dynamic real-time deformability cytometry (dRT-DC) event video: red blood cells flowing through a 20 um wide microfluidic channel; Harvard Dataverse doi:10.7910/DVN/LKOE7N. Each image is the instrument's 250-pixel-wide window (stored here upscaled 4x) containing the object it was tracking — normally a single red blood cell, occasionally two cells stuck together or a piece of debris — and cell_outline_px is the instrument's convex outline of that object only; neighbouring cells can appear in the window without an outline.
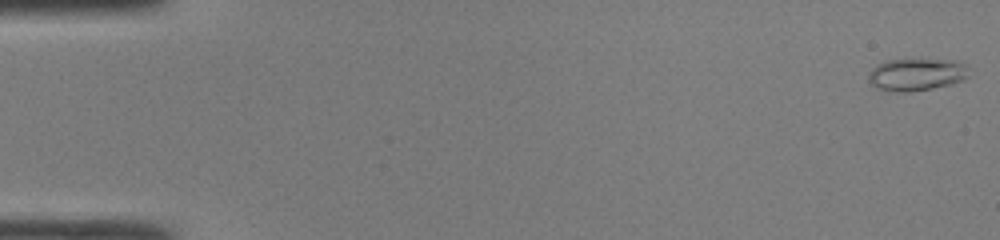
{"species": "common noctule bat (a hibernating species)", "species_latin": "Nyctalus noctula", "temperature_condition": "room temperature", "stored_images_in_passage": 48, "camera_frame_rate_fps": 3000, "um_per_image_px": 0.085, "animal": {"sex": "male", "body_mass_g": 19.0, "forearm_length_mm": 50.8}, "frame": {"image": 1, "passage_image": 1, "time_ms": 0.0, "image_size_px": [1000, 240], "cell_outline_px": [[968, 76], [964, 80], [952, 84], [912, 92], [888, 92], [876, 88], [868, 80], [868, 72], [872, 68], [888, 60], [960, 60], [964, 64]], "centroid_in_image_um": [77.88, 6.36], "position_along_channel_um": 7.1, "area_um2": 18.96}}
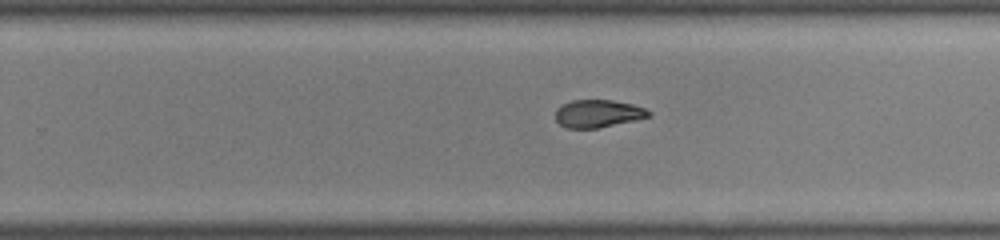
{"frame": {"image": 2, "passage_image": 31, "time_ms": 10.0, "image_size_px": [1000, 240], "cell_outline_px": [[652, 116], [636, 120], [596, 128], [568, 128], [560, 124], [556, 120], [556, 108], [560, 104], [572, 100], [612, 100], [632, 104], [644, 108], [652, 112]], "centroid_in_image_um": [50.83, 9.64], "position_along_channel_um": 279.0, "area_um2": 15.09}}
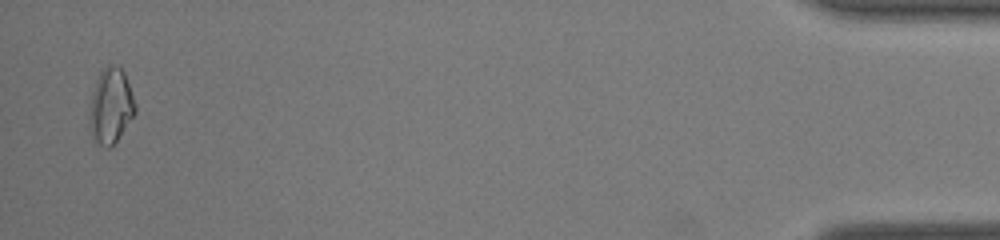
{"frame": {"image": 3, "passage_image": 47, "time_ms": 15.333, "image_size_px": [1000, 240], "cell_outline_px": [[136, 112], [116, 140], [108, 148], [104, 148], [92, 136], [88, 124], [88, 116], [92, 92], [96, 80], [100, 72], [108, 64], [116, 64], [124, 72], [136, 104]], "centroid_in_image_um": [9.39, 8.98], "position_along_channel_um": 425.8, "area_um2": 20.0}, "authors_computed_cell_mechanics": {"area_um2": 16.762, "velocity_mm_per_s": 4.3161, "shape_relaxation_time_tau1_ms": null, "shape_relaxation_time_tau2_ms": 4.3509, "deformation_change_tau1": null, "deformation_change_tau2": 0.0813}}